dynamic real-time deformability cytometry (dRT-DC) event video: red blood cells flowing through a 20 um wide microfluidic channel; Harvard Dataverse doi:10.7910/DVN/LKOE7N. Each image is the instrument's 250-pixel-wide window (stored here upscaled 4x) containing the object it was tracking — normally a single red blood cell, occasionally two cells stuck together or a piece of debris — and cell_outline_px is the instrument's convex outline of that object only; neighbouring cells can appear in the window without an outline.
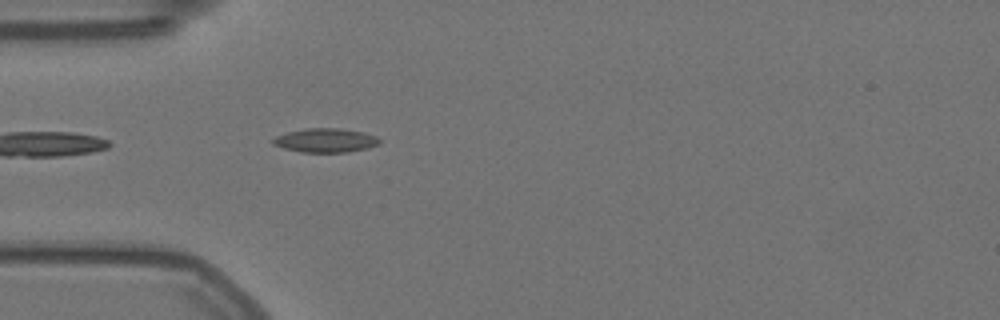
{"species": "Egyptian fruit bat (a non-hibernating species)", "species_latin": "Rousettus aegyptiacus", "temperature_condition": "warm", "stored_images_in_passage": 41, "camera_frame_rate_fps": 3000, "um_per_image_px": 0.085, "animal": {"sex": "female"}, "frame": {"image": 1, "passage_image": 1, "time_ms": 0.0, "image_size_px": [1000, 320], "cell_outline_px": [[380, 144], [368, 148], [348, 152], [300, 152], [284, 148], [272, 144], [272, 140], [276, 136], [288, 132], [304, 128], [340, 128], [364, 132], [376, 136], [380, 140]], "centroid_in_image_um": [27.68, 11.93], "position_along_channel_um": 57.3, "area_um2": 14.97}}
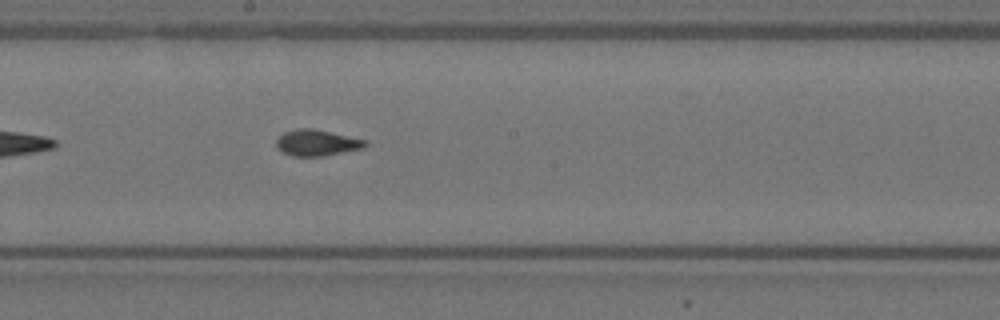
{"frame": {"image": 2, "passage_image": 15, "time_ms": 4.667, "image_size_px": [1000, 320], "cell_outline_px": [[368, 144], [364, 148], [320, 156], [292, 156], [284, 152], [276, 144], [276, 136], [284, 132], [296, 128], [312, 128], [368, 140]], "centroid_in_image_um": [26.93, 12.12], "position_along_channel_um": 221.3, "area_um2": 13.53}}
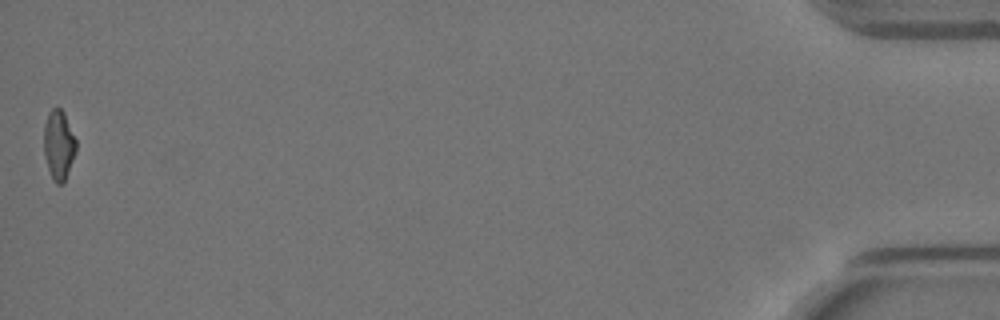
{"frame": {"image": 3, "passage_image": 41, "time_ms": 13.333, "image_size_px": [1000, 320], "cell_outline_px": [[76, 152], [64, 184], [56, 184], [52, 180], [48, 168], [44, 152], [44, 124], [48, 112], [52, 108], [60, 108], [64, 112], [76, 140]], "centroid_in_image_um": [4.99, 12.34], "position_along_channel_um": 430.2, "area_um2": 13.18}, "authors_computed_cell_mechanics": {"area_um2": 13.5252, "velocity_mm_per_s": 3.5677, "shape_relaxation_time_tau1_ms": 5.465, "shape_relaxation_time_tau2_ms": 1.864, "deformation_change_tau1": 0.1415, "deformation_change_tau2": 0.0658}}